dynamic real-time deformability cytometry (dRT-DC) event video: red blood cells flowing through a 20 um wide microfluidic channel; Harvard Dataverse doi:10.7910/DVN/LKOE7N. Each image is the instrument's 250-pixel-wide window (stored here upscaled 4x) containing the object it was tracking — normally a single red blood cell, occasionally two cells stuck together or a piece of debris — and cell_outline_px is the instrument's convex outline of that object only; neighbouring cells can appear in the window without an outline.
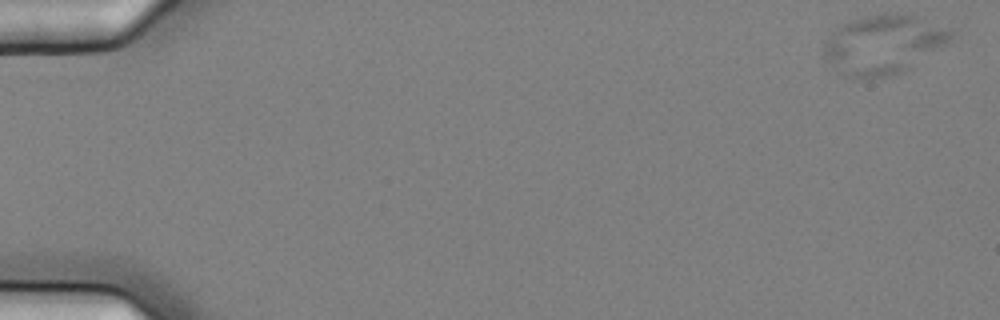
{"species": "common noctule bat (a hibernating species)", "species_latin": "Nyctalus noctula", "temperature_condition": "cold", "stored_images_in_passage": 7, "camera_frame_rate_fps": 3000, "um_per_image_px": 0.085, "animal": {"sex": "female", "body_mass_g": 25.1}, "frame": {"image": 1, "passage_image": 1, "time_ms": 0.0, "image_size_px": [1000, 320], "cell_outline_px": [[956, 32], [944, 44], [908, 68], [900, 72], [884, 76], [840, 76], [824, 56], [824, 40], [844, 24], [852, 20], [864, 16], [884, 12], [896, 12], [916, 16]], "centroid_in_image_um": [75.04, 3.74], "position_along_channel_um": 10.0, "area_um2": 42.77}}
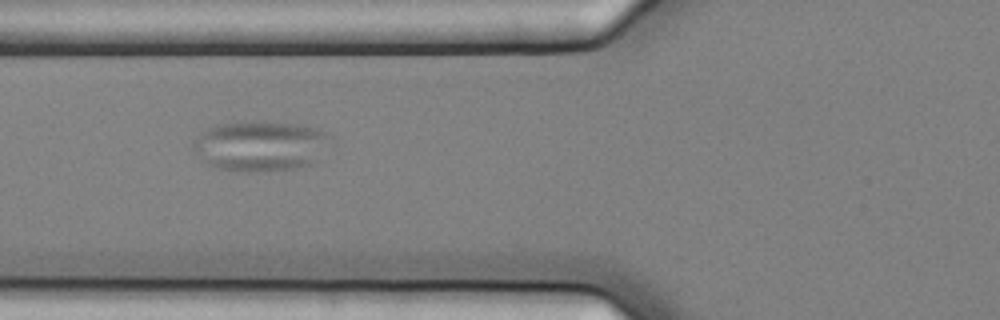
{"frame": {"image": 2, "passage_image": 6, "time_ms": 1.667, "image_size_px": [1000, 320], "cell_outline_px": [[332, 136], [308, 164], [296, 168], [256, 172], [244, 172], [216, 168], [208, 164], [192, 148], [192, 144], [200, 132], [216, 124], [240, 120], [264, 120], [296, 124], [320, 128]], "centroid_in_image_um": [22.04, 12.36], "position_along_channel_um": 103.8, "area_um2": 40.23}}
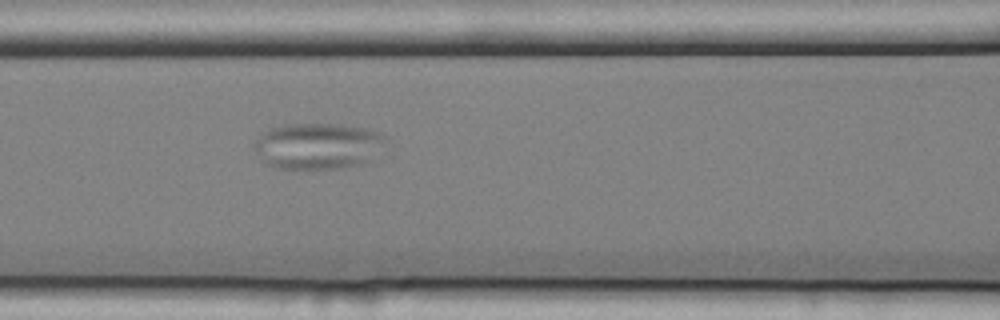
{"frame": {"image": 3, "passage_image": 7, "time_ms": 2.0, "image_size_px": [1000, 320], "cell_outline_px": [[384, 140], [360, 164], [340, 168], [276, 168], [264, 164], [252, 148], [252, 144], [260, 132], [284, 124], [344, 124], [364, 128], [380, 132], [384, 136]], "centroid_in_image_um": [26.84, 12.38], "position_along_channel_um": 139.8, "area_um2": 34.91}}